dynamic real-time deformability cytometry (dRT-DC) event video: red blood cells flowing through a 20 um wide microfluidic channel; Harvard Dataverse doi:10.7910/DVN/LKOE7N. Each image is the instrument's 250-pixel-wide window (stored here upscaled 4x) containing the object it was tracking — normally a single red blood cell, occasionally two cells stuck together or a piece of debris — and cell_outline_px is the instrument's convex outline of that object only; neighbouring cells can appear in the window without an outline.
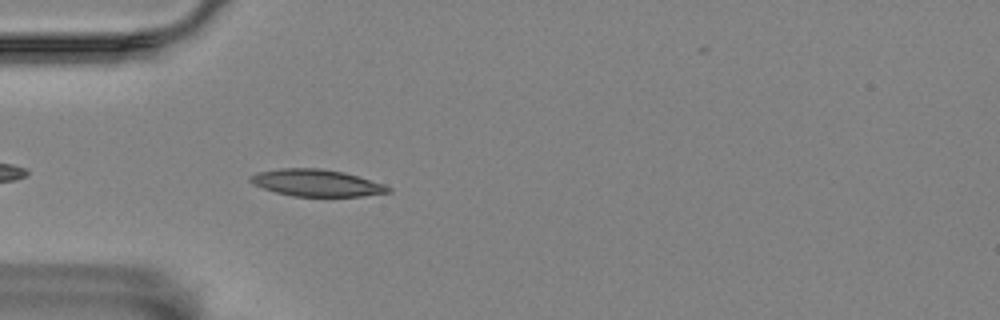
{"species": "Egyptian fruit bat (a non-hibernating species)", "species_latin": "Rousettus aegyptiacus", "temperature_condition": "room temperature", "stored_images_in_passage": 5, "camera_frame_rate_fps": 3000, "um_per_image_px": 0.085, "animal": {"sex": "female"}, "frame": {"image": 1, "passage_image": 5, "time_ms": 4.667, "image_size_px": [1000, 320], "cell_outline_px": [[392, 192], [360, 196], [292, 196], [276, 192], [252, 184], [248, 180], [248, 176], [256, 172], [280, 168], [320, 168], [344, 172], [384, 184], [392, 188]], "centroid_in_image_um": [26.88, 15.54], "position_along_channel_um": 58.1, "area_um2": 21.68}}